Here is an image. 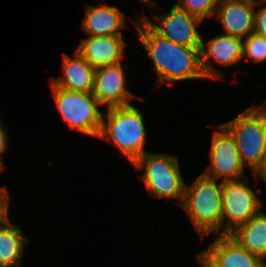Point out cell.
I'll list each match as a JSON object with an SVG mask.
<instances>
[{"label":"cell","mask_w":266,"mask_h":267,"mask_svg":"<svg viewBox=\"0 0 266 267\" xmlns=\"http://www.w3.org/2000/svg\"><path fill=\"white\" fill-rule=\"evenodd\" d=\"M124 14L116 7L87 5L82 30L91 36L123 35L121 29L126 27Z\"/></svg>","instance_id":"16"},{"label":"cell","mask_w":266,"mask_h":267,"mask_svg":"<svg viewBox=\"0 0 266 267\" xmlns=\"http://www.w3.org/2000/svg\"><path fill=\"white\" fill-rule=\"evenodd\" d=\"M252 175L257 178L258 176L266 183V158L263 160L262 165L252 173Z\"/></svg>","instance_id":"24"},{"label":"cell","mask_w":266,"mask_h":267,"mask_svg":"<svg viewBox=\"0 0 266 267\" xmlns=\"http://www.w3.org/2000/svg\"><path fill=\"white\" fill-rule=\"evenodd\" d=\"M253 32L266 37V6L255 9Z\"/></svg>","instance_id":"21"},{"label":"cell","mask_w":266,"mask_h":267,"mask_svg":"<svg viewBox=\"0 0 266 267\" xmlns=\"http://www.w3.org/2000/svg\"><path fill=\"white\" fill-rule=\"evenodd\" d=\"M158 25L147 16L141 18L160 36L185 47L200 48L202 35L196 28L203 20L174 4L167 14L151 13Z\"/></svg>","instance_id":"9"},{"label":"cell","mask_w":266,"mask_h":267,"mask_svg":"<svg viewBox=\"0 0 266 267\" xmlns=\"http://www.w3.org/2000/svg\"><path fill=\"white\" fill-rule=\"evenodd\" d=\"M265 3L256 0H221L214 16L221 22L225 34L243 39L253 32L255 6Z\"/></svg>","instance_id":"13"},{"label":"cell","mask_w":266,"mask_h":267,"mask_svg":"<svg viewBox=\"0 0 266 267\" xmlns=\"http://www.w3.org/2000/svg\"><path fill=\"white\" fill-rule=\"evenodd\" d=\"M0 197H10V193L5 186H0Z\"/></svg>","instance_id":"25"},{"label":"cell","mask_w":266,"mask_h":267,"mask_svg":"<svg viewBox=\"0 0 266 267\" xmlns=\"http://www.w3.org/2000/svg\"><path fill=\"white\" fill-rule=\"evenodd\" d=\"M220 1L221 0H177L175 4L179 8L204 20L209 16H214L216 7Z\"/></svg>","instance_id":"20"},{"label":"cell","mask_w":266,"mask_h":267,"mask_svg":"<svg viewBox=\"0 0 266 267\" xmlns=\"http://www.w3.org/2000/svg\"><path fill=\"white\" fill-rule=\"evenodd\" d=\"M196 261L202 267H259L263 259L246 250L229 234H221L196 254Z\"/></svg>","instance_id":"10"},{"label":"cell","mask_w":266,"mask_h":267,"mask_svg":"<svg viewBox=\"0 0 266 267\" xmlns=\"http://www.w3.org/2000/svg\"><path fill=\"white\" fill-rule=\"evenodd\" d=\"M178 156L170 154H155L146 152L132 165L147 188V191L157 198L181 199V206L185 181L181 176Z\"/></svg>","instance_id":"5"},{"label":"cell","mask_w":266,"mask_h":267,"mask_svg":"<svg viewBox=\"0 0 266 267\" xmlns=\"http://www.w3.org/2000/svg\"><path fill=\"white\" fill-rule=\"evenodd\" d=\"M210 148V165L203 174L221 181L239 180L244 175V165L241 163L234 136L223 125H215Z\"/></svg>","instance_id":"8"},{"label":"cell","mask_w":266,"mask_h":267,"mask_svg":"<svg viewBox=\"0 0 266 267\" xmlns=\"http://www.w3.org/2000/svg\"><path fill=\"white\" fill-rule=\"evenodd\" d=\"M9 137L6 132V129H4V126H2L0 121V173L4 170L5 166L3 163L2 155L8 148L9 145Z\"/></svg>","instance_id":"22"},{"label":"cell","mask_w":266,"mask_h":267,"mask_svg":"<svg viewBox=\"0 0 266 267\" xmlns=\"http://www.w3.org/2000/svg\"><path fill=\"white\" fill-rule=\"evenodd\" d=\"M242 58V38L222 33L206 43L202 38L200 47V63L206 78L218 80L223 71L214 67V63L226 67L238 64Z\"/></svg>","instance_id":"11"},{"label":"cell","mask_w":266,"mask_h":267,"mask_svg":"<svg viewBox=\"0 0 266 267\" xmlns=\"http://www.w3.org/2000/svg\"><path fill=\"white\" fill-rule=\"evenodd\" d=\"M62 59L64 75L51 78L50 83L70 91L92 92L95 68L77 50L74 58L64 53Z\"/></svg>","instance_id":"15"},{"label":"cell","mask_w":266,"mask_h":267,"mask_svg":"<svg viewBox=\"0 0 266 267\" xmlns=\"http://www.w3.org/2000/svg\"><path fill=\"white\" fill-rule=\"evenodd\" d=\"M122 62L115 65L95 68L92 93L100 103L107 108L126 106L131 103L134 94L126 85V71Z\"/></svg>","instance_id":"12"},{"label":"cell","mask_w":266,"mask_h":267,"mask_svg":"<svg viewBox=\"0 0 266 267\" xmlns=\"http://www.w3.org/2000/svg\"><path fill=\"white\" fill-rule=\"evenodd\" d=\"M138 36L153 61L157 86L204 79L200 48L185 47L158 35L141 17L133 20Z\"/></svg>","instance_id":"1"},{"label":"cell","mask_w":266,"mask_h":267,"mask_svg":"<svg viewBox=\"0 0 266 267\" xmlns=\"http://www.w3.org/2000/svg\"><path fill=\"white\" fill-rule=\"evenodd\" d=\"M97 1H99V0H97ZM141 2H144L148 6L153 7V8H156V6H157L154 0H141Z\"/></svg>","instance_id":"26"},{"label":"cell","mask_w":266,"mask_h":267,"mask_svg":"<svg viewBox=\"0 0 266 267\" xmlns=\"http://www.w3.org/2000/svg\"><path fill=\"white\" fill-rule=\"evenodd\" d=\"M54 103L63 121L71 129L98 137L102 115L100 103L92 92L70 91L51 83Z\"/></svg>","instance_id":"6"},{"label":"cell","mask_w":266,"mask_h":267,"mask_svg":"<svg viewBox=\"0 0 266 267\" xmlns=\"http://www.w3.org/2000/svg\"><path fill=\"white\" fill-rule=\"evenodd\" d=\"M142 111L133 104L107 108L102 115V125L98 138L114 144L119 152L133 164L145 154L146 125Z\"/></svg>","instance_id":"3"},{"label":"cell","mask_w":266,"mask_h":267,"mask_svg":"<svg viewBox=\"0 0 266 267\" xmlns=\"http://www.w3.org/2000/svg\"><path fill=\"white\" fill-rule=\"evenodd\" d=\"M248 177L222 181V234H230L257 214L263 202L248 185Z\"/></svg>","instance_id":"7"},{"label":"cell","mask_w":266,"mask_h":267,"mask_svg":"<svg viewBox=\"0 0 266 267\" xmlns=\"http://www.w3.org/2000/svg\"><path fill=\"white\" fill-rule=\"evenodd\" d=\"M223 125L234 136L241 163L255 173L266 158V104L250 106Z\"/></svg>","instance_id":"4"},{"label":"cell","mask_w":266,"mask_h":267,"mask_svg":"<svg viewBox=\"0 0 266 267\" xmlns=\"http://www.w3.org/2000/svg\"><path fill=\"white\" fill-rule=\"evenodd\" d=\"M126 42L123 35L91 36L80 42L76 49L92 67L115 65L121 63Z\"/></svg>","instance_id":"14"},{"label":"cell","mask_w":266,"mask_h":267,"mask_svg":"<svg viewBox=\"0 0 266 267\" xmlns=\"http://www.w3.org/2000/svg\"><path fill=\"white\" fill-rule=\"evenodd\" d=\"M199 174L192 185L185 182L181 207L189 216L201 239L222 234V181Z\"/></svg>","instance_id":"2"},{"label":"cell","mask_w":266,"mask_h":267,"mask_svg":"<svg viewBox=\"0 0 266 267\" xmlns=\"http://www.w3.org/2000/svg\"><path fill=\"white\" fill-rule=\"evenodd\" d=\"M242 58L260 63L266 61V37L251 32L242 39Z\"/></svg>","instance_id":"19"},{"label":"cell","mask_w":266,"mask_h":267,"mask_svg":"<svg viewBox=\"0 0 266 267\" xmlns=\"http://www.w3.org/2000/svg\"><path fill=\"white\" fill-rule=\"evenodd\" d=\"M10 197H0V219L9 212Z\"/></svg>","instance_id":"23"},{"label":"cell","mask_w":266,"mask_h":267,"mask_svg":"<svg viewBox=\"0 0 266 267\" xmlns=\"http://www.w3.org/2000/svg\"><path fill=\"white\" fill-rule=\"evenodd\" d=\"M246 250L266 259V213L259 211L229 234Z\"/></svg>","instance_id":"18"},{"label":"cell","mask_w":266,"mask_h":267,"mask_svg":"<svg viewBox=\"0 0 266 267\" xmlns=\"http://www.w3.org/2000/svg\"><path fill=\"white\" fill-rule=\"evenodd\" d=\"M259 267H266V260H263Z\"/></svg>","instance_id":"27"},{"label":"cell","mask_w":266,"mask_h":267,"mask_svg":"<svg viewBox=\"0 0 266 267\" xmlns=\"http://www.w3.org/2000/svg\"><path fill=\"white\" fill-rule=\"evenodd\" d=\"M10 220L9 212L0 219V267H21L29 239Z\"/></svg>","instance_id":"17"}]
</instances>
